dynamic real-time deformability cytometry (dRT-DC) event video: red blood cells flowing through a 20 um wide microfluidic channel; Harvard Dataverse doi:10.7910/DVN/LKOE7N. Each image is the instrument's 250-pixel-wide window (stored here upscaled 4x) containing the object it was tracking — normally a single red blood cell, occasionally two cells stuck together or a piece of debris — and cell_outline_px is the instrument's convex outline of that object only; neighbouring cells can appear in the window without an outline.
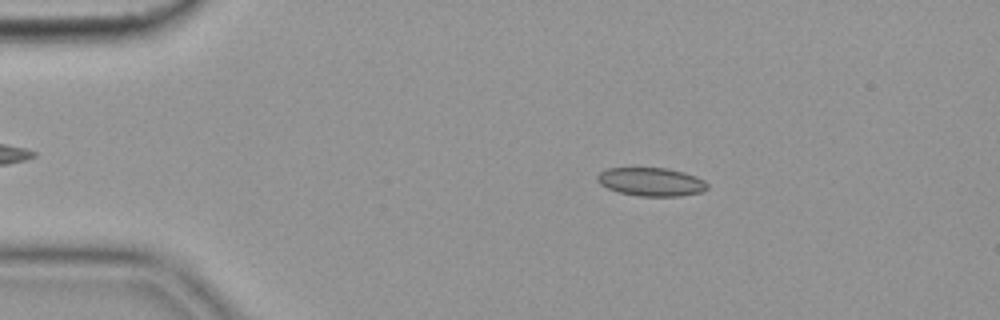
{"species": "common noctule bat (a hibernating species)", "species_latin": "Nyctalus noctula", "temperature_condition": "cold", "stored_images_in_passage": 55, "camera_frame_rate_fps": 3000, "um_per_image_px": 0.085, "animal": {"sex": "female", "body_mass_g": 19.9}, "frame": {"image": 1, "passage_image": 10, "time_ms": 3.0, "image_size_px": [1000, 320], "cell_outline_px": [[708, 188], [704, 192], [680, 196], [640, 196], [620, 192], [608, 188], [600, 184], [596, 180], [596, 176], [600, 172], [608, 168], [668, 168], [684, 172], [696, 176], [704, 180], [708, 184]], "centroid_in_image_um": [55.38, 15.45], "position_along_channel_um": 29.6, "area_um2": 18.32}}
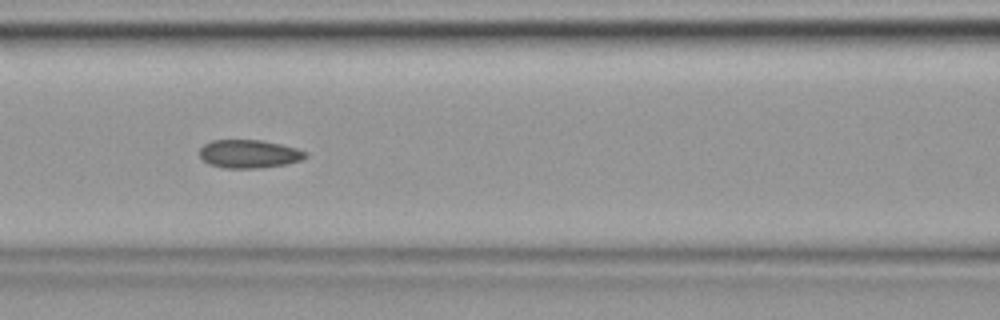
{"frame": {"image": 2, "passage_image": 24, "time_ms": 7.667, "image_size_px": [1000, 320], "cell_outline_px": [[308, 156], [300, 160], [284, 164], [256, 168], [224, 168], [208, 164], [200, 156], [200, 148], [204, 144], [212, 140], [260, 140], [280, 144], [296, 148], [308, 152]], "centroid_in_image_um": [21.15, 13.08], "position_along_channel_um": 145.4, "area_um2": 17.34}}
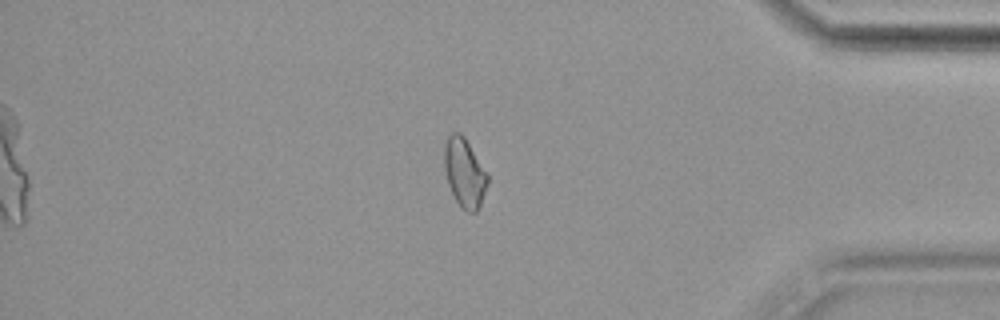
{"frame": {"image": 3, "passage_image": 47, "time_ms": 15.333, "image_size_px": [1000, 320], "cell_outline_px": [[488, 184], [480, 204], [476, 212], [468, 212], [460, 208], [448, 184], [444, 168], [444, 144], [448, 136], [452, 132], [460, 132], [464, 136], [488, 172]], "centroid_in_image_um": [39.49, 14.66], "position_along_channel_um": 395.7, "area_um2": 17.57}, "authors_computed_cell_mechanics": {"area_um2": 17.6868, "velocity_mm_per_s": 3.6394, "shape_relaxation_time_tau1_ms": null, "shape_relaxation_time_tau2_ms": 3.1356, "deformation_change_tau1": null, "deformation_change_tau2": 0.0737}}